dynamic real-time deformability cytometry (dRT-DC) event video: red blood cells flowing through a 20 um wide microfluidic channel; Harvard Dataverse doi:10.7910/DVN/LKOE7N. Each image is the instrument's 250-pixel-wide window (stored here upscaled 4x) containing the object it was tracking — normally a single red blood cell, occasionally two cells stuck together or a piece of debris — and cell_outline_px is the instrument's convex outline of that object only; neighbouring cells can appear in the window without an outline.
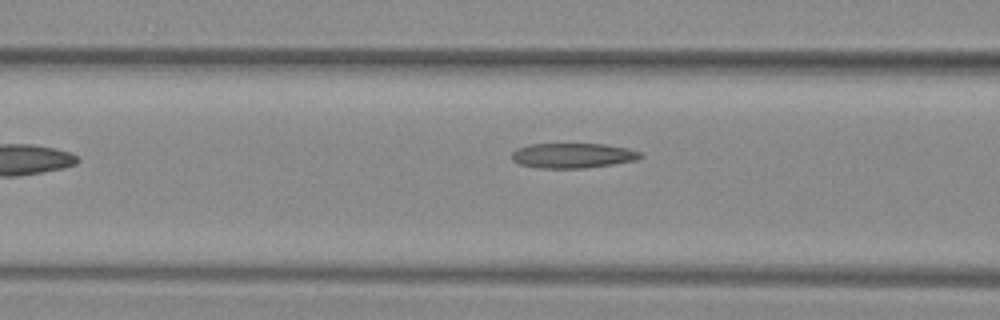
{"species": "common noctule bat (a hibernating species)", "species_latin": "Nyctalus noctula", "temperature_condition": "warm", "stored_images_in_passage": 7, "camera_frame_rate_fps": 3000, "um_per_image_px": 0.085, "animal": {"sex": "female", "body_mass_g": 29.2, "forearm_length_mm": 56.3}, "frame": {"image": 1, "passage_image": 7, "time_ms": 2.0, "image_size_px": [1000, 320], "cell_outline_px": [[644, 156], [636, 160], [612, 164], [584, 168], [536, 168], [520, 164], [512, 160], [512, 152], [516, 148], [528, 144], [604, 144], [628, 148], [640, 152]], "centroid_in_image_um": [48.66, 13.22], "position_along_channel_um": 117.9, "area_um2": 18.79}}